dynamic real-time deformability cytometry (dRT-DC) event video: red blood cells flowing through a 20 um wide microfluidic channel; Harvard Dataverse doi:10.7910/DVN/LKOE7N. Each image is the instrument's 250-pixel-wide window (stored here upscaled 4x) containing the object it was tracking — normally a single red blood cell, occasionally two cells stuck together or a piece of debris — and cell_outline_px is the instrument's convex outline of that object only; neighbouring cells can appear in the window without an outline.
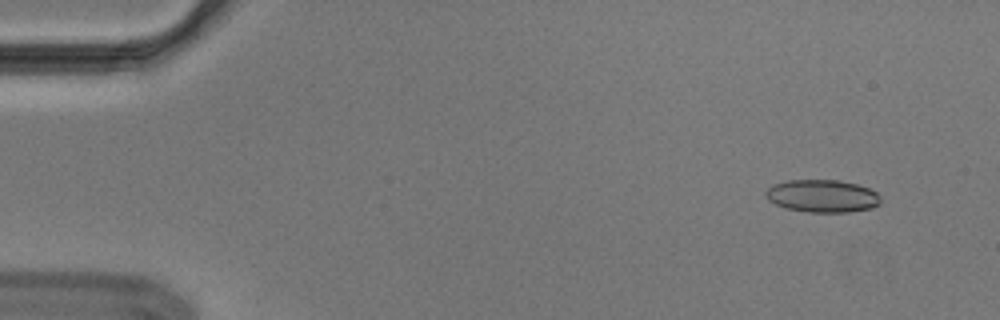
{"species": "Egyptian fruit bat (a non-hibernating species)", "species_latin": "Rousettus aegyptiacus", "temperature_condition": "cold", "stored_images_in_passage": 55, "camera_frame_rate_fps": 3000, "um_per_image_px": 0.085, "animal": {"sex": "male"}, "frame": {"image": 1, "passage_image": 5, "time_ms": 1.333, "image_size_px": [1000, 320], "cell_outline_px": [[880, 204], [872, 208], [848, 212], [808, 212], [784, 208], [768, 200], [764, 196], [764, 192], [772, 184], [788, 180], [840, 180], [856, 184], [868, 188], [876, 192], [880, 196]], "centroid_in_image_um": [69.87, 16.66], "position_along_channel_um": 15.1, "area_um2": 22.02}}
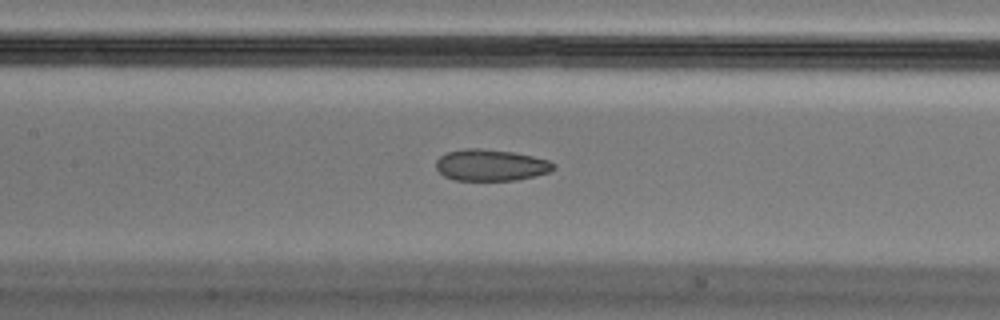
{"frame": {"image": 2, "passage_image": 26, "time_ms": 8.333, "image_size_px": [1000, 320], "cell_outline_px": [[556, 168], [548, 172], [536, 176], [516, 180], [452, 180], [444, 176], [436, 168], [436, 160], [440, 156], [448, 152], [464, 148], [480, 148], [512, 152], [532, 156], [548, 160], [556, 164]], "centroid_in_image_um": [41.72, 14.04], "position_along_channel_um": 165.7, "area_um2": 21.62}}
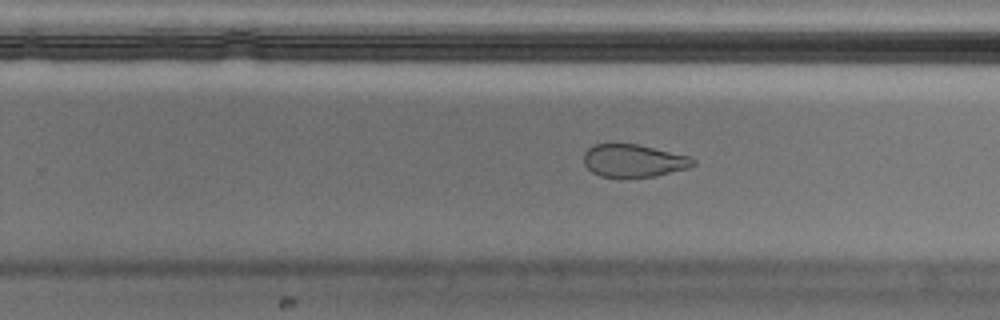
{"frame": {"image": 3, "passage_image": 35, "time_ms": 11.333, "image_size_px": [1000, 320], "cell_outline_px": [[696, 164], [688, 168], [656, 176], [600, 176], [592, 172], [584, 164], [584, 152], [588, 148], [596, 144], [636, 144], [692, 156], [696, 160]], "centroid_in_image_um": [53.9, 13.64], "position_along_channel_um": 275.9, "area_um2": 20.69}, "authors_computed_cell_mechanics": {"area_um2": 22.4842, "velocity_mm_per_s": 3.6884, "shape_relaxation_time_tau1_ms": null, "shape_relaxation_time_tau2_ms": 2.3498, "deformation_change_tau1": null, "deformation_change_tau2": 0.0845}}